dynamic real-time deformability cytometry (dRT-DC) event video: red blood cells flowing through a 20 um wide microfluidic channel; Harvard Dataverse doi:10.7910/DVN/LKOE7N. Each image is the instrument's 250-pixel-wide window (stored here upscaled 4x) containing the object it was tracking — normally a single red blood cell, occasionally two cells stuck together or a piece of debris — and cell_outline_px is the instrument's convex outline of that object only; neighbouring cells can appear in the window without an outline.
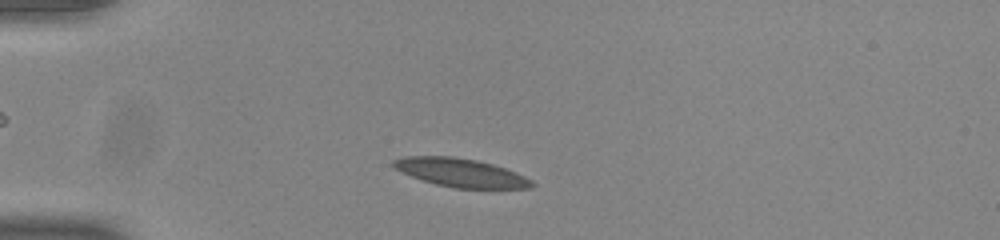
{"species": "common noctule bat (a hibernating species)", "species_latin": "Nyctalus noctula", "temperature_condition": "room temperature", "stored_images_in_passage": 41, "camera_frame_rate_fps": 3000, "um_per_image_px": 0.085, "animal": {"sex": "male", "body_mass_g": 20.0, "forearm_length_mm": 53.3}, "frame": {"image": 1, "passage_image": 1, "time_ms": 0.0, "image_size_px": [1000, 240], "cell_outline_px": [[536, 184], [532, 188], [456, 188], [436, 184], [412, 176], [396, 168], [392, 164], [392, 160], [404, 156], [452, 156], [476, 160], [492, 164], [516, 172], [532, 180]], "centroid_in_image_um": [39.19, 14.67], "position_along_channel_um": 45.8, "area_um2": 22.72}}
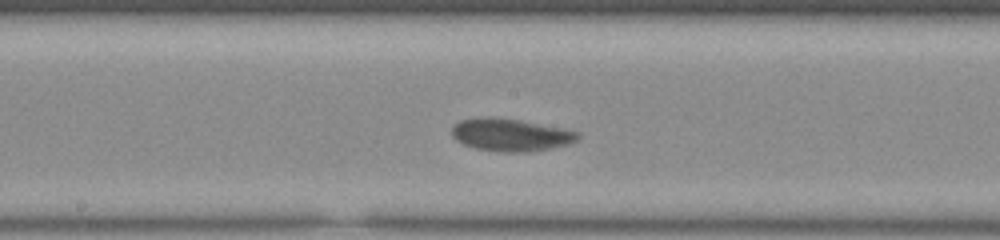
{"frame": {"image": 2, "passage_image": 16, "time_ms": 5.0, "image_size_px": [1000, 240], "cell_outline_px": [[580, 136], [576, 140], [568, 144], [552, 148], [528, 152], [500, 152], [476, 148], [464, 144], [456, 140], [452, 136], [452, 128], [460, 120], [480, 116], [492, 116], [520, 120], [564, 128], [580, 132]], "centroid_in_image_um": [43.41, 11.45], "position_along_channel_um": 204.8, "area_um2": 24.1}}
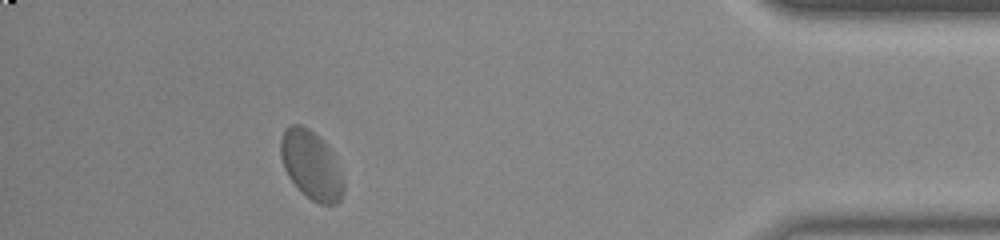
{"frame": {"image": 3, "passage_image": 36, "time_ms": 11.667, "image_size_px": [1000, 240], "cell_outline_px": [[344, 192], [340, 200], [336, 204], [320, 204], [312, 200], [300, 192], [288, 176], [284, 168], [280, 156], [280, 140], [284, 128], [292, 124], [300, 124], [308, 128], [328, 148], [344, 180]], "centroid_in_image_um": [26.41, 14.06], "position_along_channel_um": 408.8, "area_um2": 24.85}, "authors_computed_cell_mechanics": {"area_um2": 23.698, "velocity_mm_per_s": 3.7521, "shape_relaxation_time_tau1_ms": 6.1463, "shape_relaxation_time_tau2_ms": 1.9412, "deformation_change_tau1": 0.1622, "deformation_change_tau2": 0.0578}}